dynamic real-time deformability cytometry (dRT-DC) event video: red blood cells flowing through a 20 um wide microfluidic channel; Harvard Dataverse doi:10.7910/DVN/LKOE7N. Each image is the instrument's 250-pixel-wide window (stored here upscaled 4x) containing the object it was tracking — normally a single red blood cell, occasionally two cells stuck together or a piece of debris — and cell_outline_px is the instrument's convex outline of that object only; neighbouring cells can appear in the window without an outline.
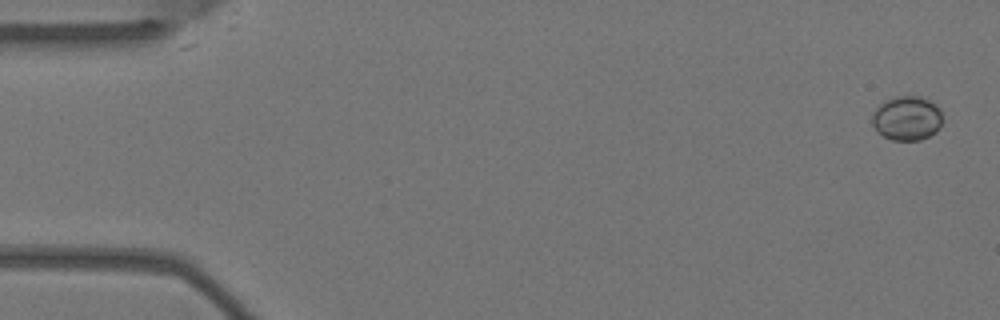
{"species": "Egyptian fruit bat (a non-hibernating species)", "species_latin": "Rousettus aegyptiacus", "temperature_condition": "warm", "stored_images_in_passage": 5, "camera_frame_rate_fps": 3000, "um_per_image_px": 0.085, "animal": {"sex": "female"}, "frame": {"image": 1, "passage_image": 1, "time_ms": 0.0, "image_size_px": [1000, 320], "cell_outline_px": [[940, 128], [936, 132], [920, 140], [892, 140], [876, 132], [872, 124], [872, 116], [876, 108], [884, 100], [896, 96], [920, 96], [936, 104], [940, 108]], "centroid_in_image_um": [77.06, 10.05], "position_along_channel_um": 7.9, "area_um2": 18.21}}
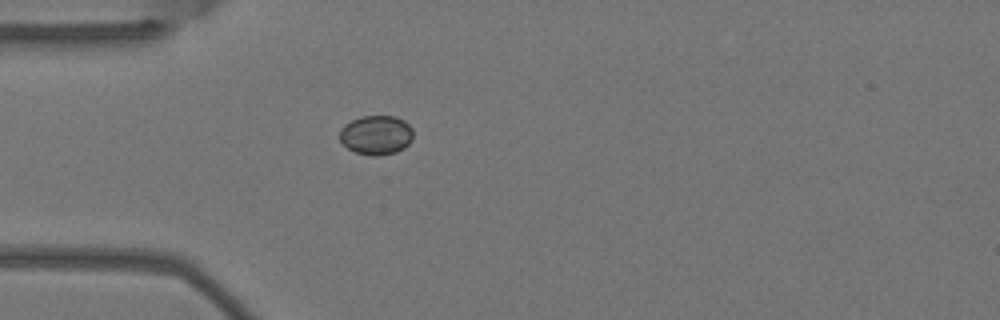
{"frame": {"image": 2, "passage_image": 5, "time_ms": 1.333, "image_size_px": [1000, 320], "cell_outline_px": [[412, 140], [404, 148], [396, 152], [376, 156], [372, 156], [356, 152], [348, 148], [340, 140], [340, 128], [344, 124], [360, 116], [396, 116], [404, 120], [412, 128]], "centroid_in_image_um": [31.98, 11.47], "position_along_channel_um": 53.0, "area_um2": 16.88}}